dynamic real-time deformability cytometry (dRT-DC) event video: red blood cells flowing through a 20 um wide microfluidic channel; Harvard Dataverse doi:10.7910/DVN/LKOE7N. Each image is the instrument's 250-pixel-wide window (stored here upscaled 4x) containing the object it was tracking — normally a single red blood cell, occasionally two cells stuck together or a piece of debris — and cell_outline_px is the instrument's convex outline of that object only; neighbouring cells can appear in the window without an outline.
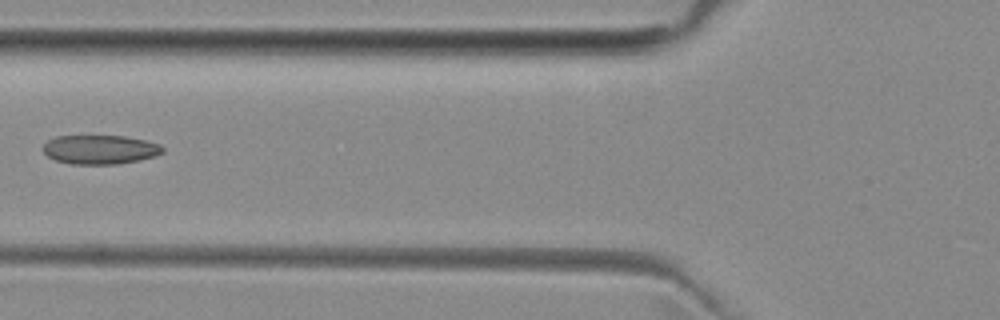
{"species": "common noctule bat (a hibernating species)", "species_latin": "Nyctalus noctula", "temperature_condition": "room temperature", "stored_images_in_passage": 7, "camera_frame_rate_fps": 3000, "um_per_image_px": 0.085, "animal": {"sex": "female", "body_mass_g": 29.2, "forearm_length_mm": 56.3}, "frame": {"image": 1, "passage_image": 6, "time_ms": 5.667, "image_size_px": [1000, 320], "cell_outline_px": [[164, 152], [156, 156], [116, 164], [72, 164], [56, 160], [48, 156], [44, 152], [44, 144], [48, 140], [56, 136], [124, 136], [144, 140], [160, 144], [164, 148]], "centroid_in_image_um": [8.52, 12.71], "position_along_channel_um": 117.3, "area_um2": 20.11}}
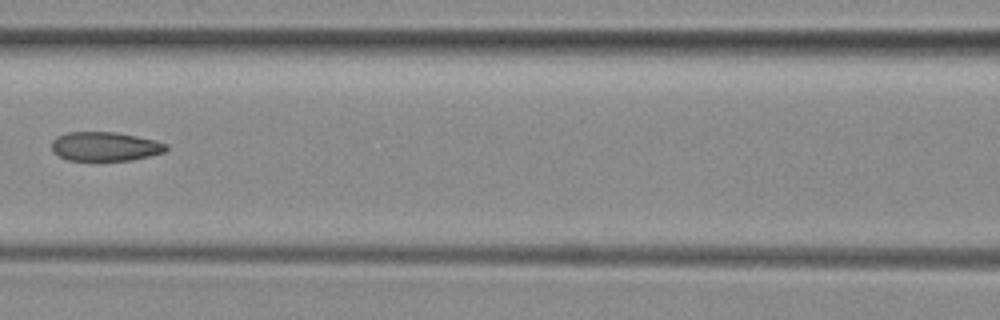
{"frame": {"image": 2, "passage_image": 7, "time_ms": 6.667, "image_size_px": [1000, 320], "cell_outline_px": [[168, 148], [164, 152], [132, 160], [68, 160], [52, 152], [52, 140], [56, 136], [68, 132], [116, 132], [156, 140], [168, 144]], "centroid_in_image_um": [8.93, 12.44], "position_along_channel_um": 157.7, "area_um2": 19.42}}